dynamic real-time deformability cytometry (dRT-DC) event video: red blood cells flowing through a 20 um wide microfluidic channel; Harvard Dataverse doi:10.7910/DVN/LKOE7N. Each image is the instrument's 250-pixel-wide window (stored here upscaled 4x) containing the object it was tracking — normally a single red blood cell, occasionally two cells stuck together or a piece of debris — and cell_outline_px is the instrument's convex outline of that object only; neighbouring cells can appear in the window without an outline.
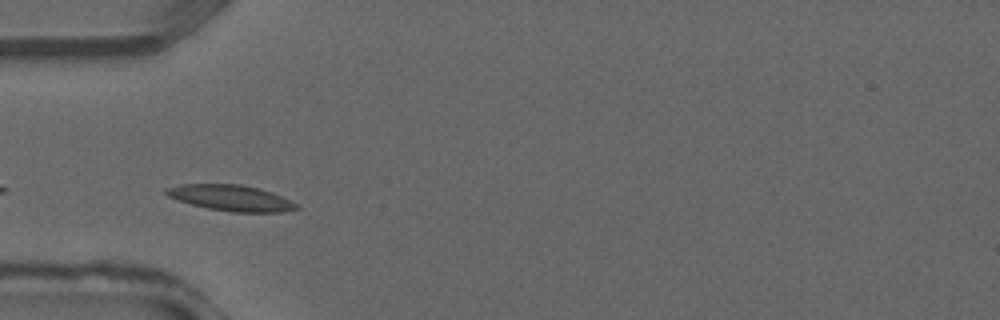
{"species": "common noctule bat (a hibernating species)", "species_latin": "Nyctalus noctula", "temperature_condition": "warm", "stored_images_in_passage": 26, "camera_frame_rate_fps": 3000, "um_per_image_px": 0.085, "animal": {"sex": "male", "forearm_length_mm": 52.5}, "frame": {"image": 1, "passage_image": 6, "time_ms": 1.667, "image_size_px": [1000, 320], "cell_outline_px": [[300, 208], [284, 212], [232, 212], [208, 208], [192, 204], [168, 196], [164, 192], [164, 188], [180, 184], [240, 184], [260, 188], [272, 192], [300, 204]], "centroid_in_image_um": [19.68, 16.82], "position_along_channel_um": 65.3, "area_um2": 19.77}}
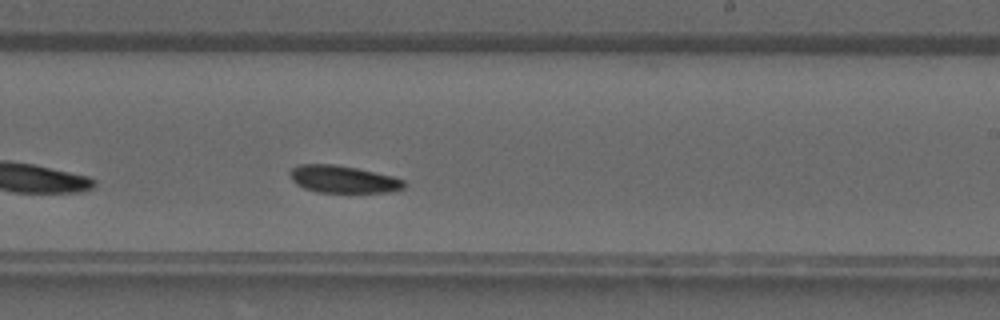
{"frame": {"image": 2, "passage_image": 17, "time_ms": 5.333, "image_size_px": [1000, 320], "cell_outline_px": [[408, 184], [404, 188], [388, 192], [316, 192], [304, 188], [296, 184], [292, 180], [288, 172], [292, 168], [300, 164], [332, 164], [356, 168], [392, 176], [404, 180]], "centroid_in_image_um": [29.15, 15.24], "position_along_channel_um": 259.8, "area_um2": 18.15}}
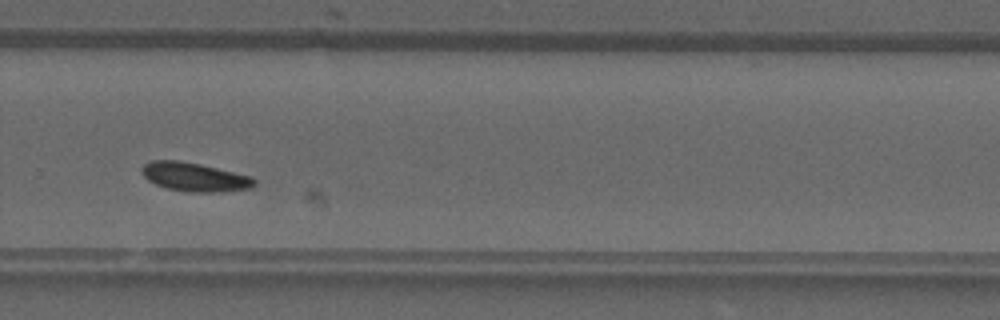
{"frame": {"image": 3, "passage_image": 20, "time_ms": 6.333, "image_size_px": [1000, 320], "cell_outline_px": [[256, 184], [252, 188], [216, 192], [188, 192], [168, 188], [156, 184], [148, 180], [140, 172], [140, 168], [144, 164], [152, 160], [176, 160], [200, 164], [252, 176], [256, 180]], "centroid_in_image_um": [16.54, 15.04], "position_along_channel_um": 313.3, "area_um2": 18.9}}